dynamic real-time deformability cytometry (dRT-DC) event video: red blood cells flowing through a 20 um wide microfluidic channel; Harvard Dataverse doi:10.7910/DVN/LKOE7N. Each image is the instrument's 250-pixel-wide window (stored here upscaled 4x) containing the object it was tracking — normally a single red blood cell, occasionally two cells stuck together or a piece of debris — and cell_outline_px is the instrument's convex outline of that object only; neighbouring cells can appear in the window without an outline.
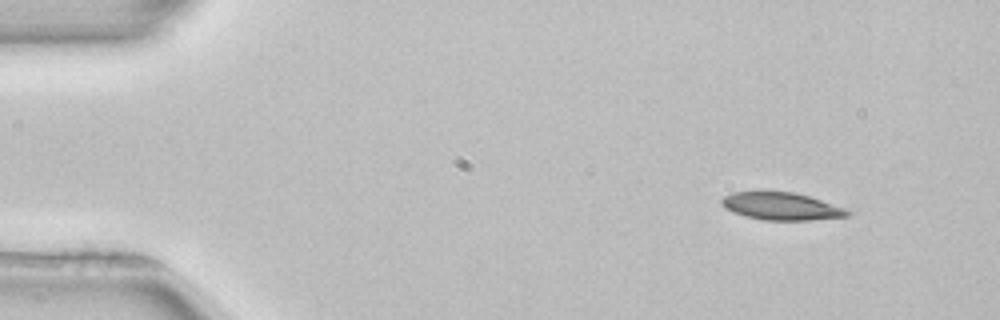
{"species": "common noctule bat (a hibernating species)", "species_latin": "Nyctalus noctula", "temperature_condition": "room temperature", "stored_images_in_passage": 47, "camera_frame_rate_fps": 3000, "um_per_image_px": 0.085, "animal": {"sex": "female", "body_mass_g": 22.7, "forearm_length_mm": 54.2}, "frame": {"image": 1, "passage_image": 1, "time_ms": 0.0, "image_size_px": [1000, 320], "cell_outline_px": [[852, 212], [848, 216], [812, 220], [764, 220], [744, 216], [732, 212], [724, 208], [720, 204], [720, 200], [724, 196], [732, 192], [796, 192], [844, 208]], "centroid_in_image_um": [66.37, 17.54], "position_along_channel_um": 18.6, "area_um2": 20.11}}
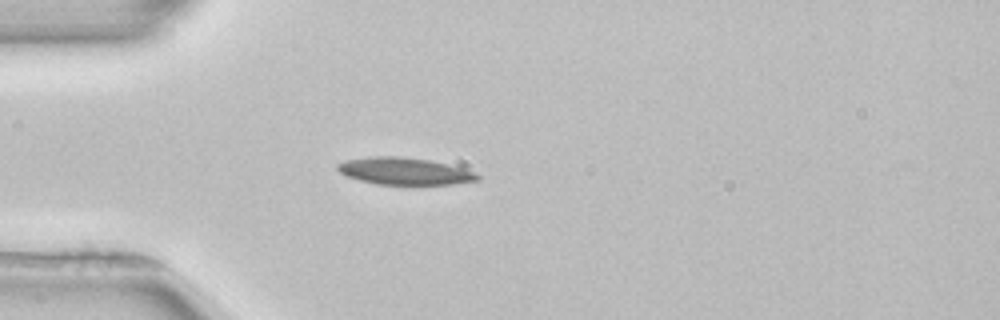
{"frame": {"image": 2, "passage_image": 10, "time_ms": 3.0, "image_size_px": [1000, 320], "cell_outline_px": [[480, 180], [452, 184], [376, 184], [344, 176], [336, 168], [336, 164], [344, 160], [368, 156], [400, 156], [432, 160], [476, 172], [480, 176]], "centroid_in_image_um": [34.34, 14.54], "position_along_channel_um": 50.7, "area_um2": 22.25}}
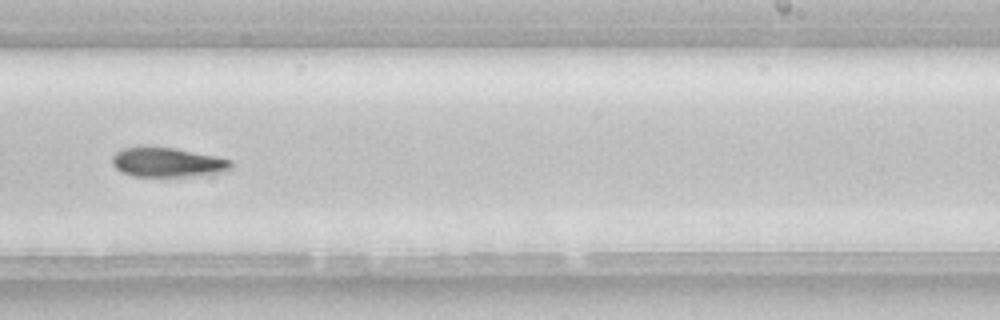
{"frame": {"image": 3, "passage_image": 28, "time_ms": 9.0, "image_size_px": [1000, 320], "cell_outline_px": [[232, 168], [224, 172], [188, 176], [132, 176], [116, 168], [112, 164], [112, 156], [116, 152], [124, 148], [140, 144], [176, 148], [216, 156], [232, 160]], "centroid_in_image_um": [14.22, 13.76], "position_along_channel_um": 274.8, "area_um2": 20.81}, "authors_computed_cell_mechanics": {"area_um2": 21.097, "velocity_mm_per_s": 3.9423, "shape_relaxation_time_tau1_ms": 6.0771, "shape_relaxation_time_tau2_ms": null, "deformation_change_tau1": 0.1251, "deformation_change_tau2": null}}